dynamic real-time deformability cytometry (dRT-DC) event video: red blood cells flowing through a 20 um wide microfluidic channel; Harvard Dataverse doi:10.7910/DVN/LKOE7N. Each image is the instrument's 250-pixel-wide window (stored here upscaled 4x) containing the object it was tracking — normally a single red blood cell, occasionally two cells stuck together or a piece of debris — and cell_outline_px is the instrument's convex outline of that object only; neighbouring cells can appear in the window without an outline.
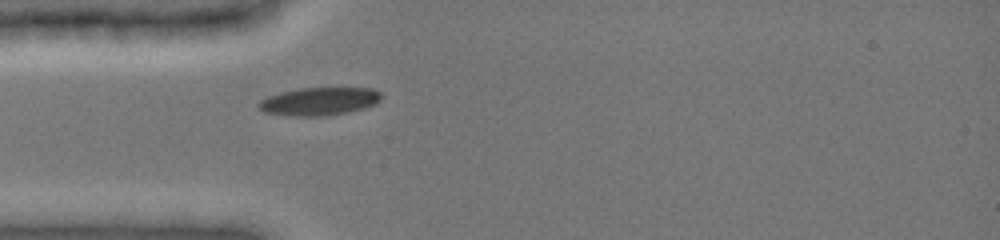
{"species": "common noctule bat (a hibernating species)", "species_latin": "Nyctalus noctula", "temperature_condition": "cold", "stored_images_in_passage": 1, "camera_frame_rate_fps": 3000, "um_per_image_px": 0.085, "animal": {"sex": "female", "body_mass_g": 19.0, "forearm_length_mm": 51.5}, "frame": {"image": 1, "passage_image": 1, "time_ms": 0.0, "image_size_px": [1000, 240], "cell_outline_px": [[380, 100], [376, 104], [364, 108], [348, 112], [324, 116], [288, 116], [264, 112], [256, 104], [260, 100], [268, 96], [280, 92], [300, 88], [372, 88], [380, 92]], "centroid_in_image_um": [27.11, 8.62], "position_along_channel_um": 57.9, "area_um2": 20.06}}